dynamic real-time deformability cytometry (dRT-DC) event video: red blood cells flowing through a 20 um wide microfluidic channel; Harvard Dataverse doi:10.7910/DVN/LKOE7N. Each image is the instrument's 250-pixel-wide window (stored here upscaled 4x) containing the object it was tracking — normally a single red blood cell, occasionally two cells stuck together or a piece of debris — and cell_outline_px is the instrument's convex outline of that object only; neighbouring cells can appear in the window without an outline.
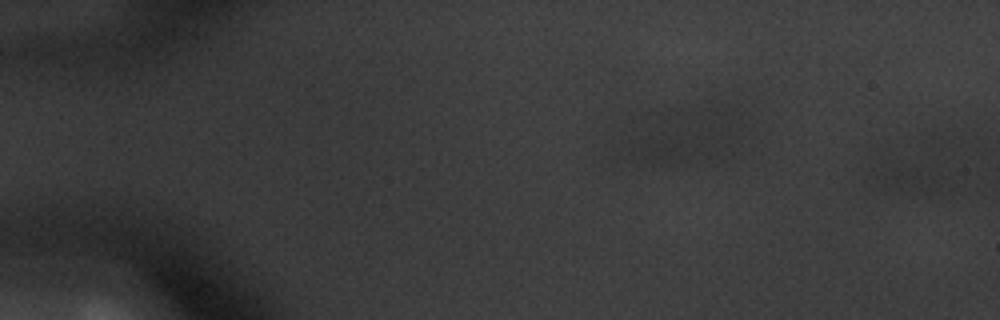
{"species": "common noctule bat (a hibernating species)", "species_latin": "Nyctalus noctula", "temperature_condition": "warm", "stored_images_in_passage": 4, "camera_frame_rate_fps": 3000, "um_per_image_px": 0.085, "animal": {"sex": "male", "body_mass_g": 20.1, "forearm_length_mm": 53.5}, "frame": {"image": 1, "passage_image": 1, "time_ms": 0.0, "image_size_px": [1000, 320], "cell_outline_px": [[976, 172], [968, 188], [948, 192], [912, 192], [884, 188], [876, 180], [872, 168], [932, 136], [940, 132], [952, 144]], "centroid_in_image_um": [78.75, 14.31], "position_along_channel_um": 6.3, "area_um2": 28.9}}